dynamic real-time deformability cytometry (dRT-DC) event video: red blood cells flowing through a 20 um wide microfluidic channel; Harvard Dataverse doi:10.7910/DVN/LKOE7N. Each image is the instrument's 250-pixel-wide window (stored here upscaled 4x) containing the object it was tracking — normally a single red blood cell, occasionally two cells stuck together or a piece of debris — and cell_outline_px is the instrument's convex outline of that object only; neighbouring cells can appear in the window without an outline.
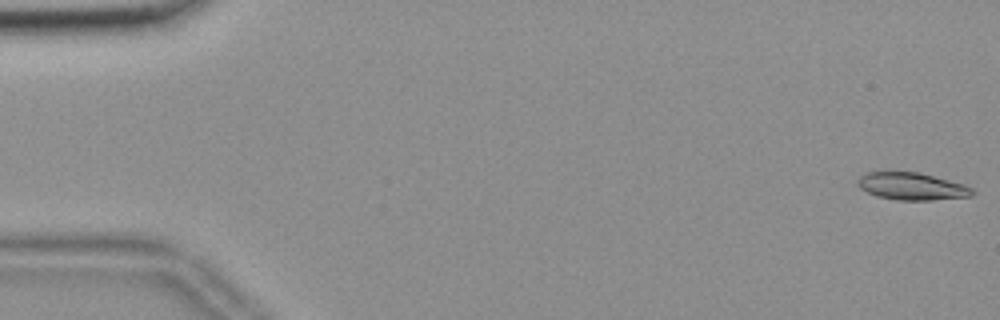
{"species": "common noctule bat (a hibernating species)", "species_latin": "Nyctalus noctula", "temperature_condition": "room temperature", "stored_images_in_passage": 55, "camera_frame_rate_fps": 3000, "um_per_image_px": 0.085, "animal": {"sex": "female", "body_mass_g": 18.4}, "frame": {"image": 1, "passage_image": 1, "time_ms": 0.0, "image_size_px": [1000, 320], "cell_outline_px": [[976, 192], [972, 196], [932, 200], [896, 200], [876, 196], [860, 188], [856, 184], [856, 180], [860, 176], [868, 172], [884, 168], [920, 172], [964, 184], [972, 188]], "centroid_in_image_um": [77.44, 15.79], "position_along_channel_um": 7.6, "area_um2": 19.13}}
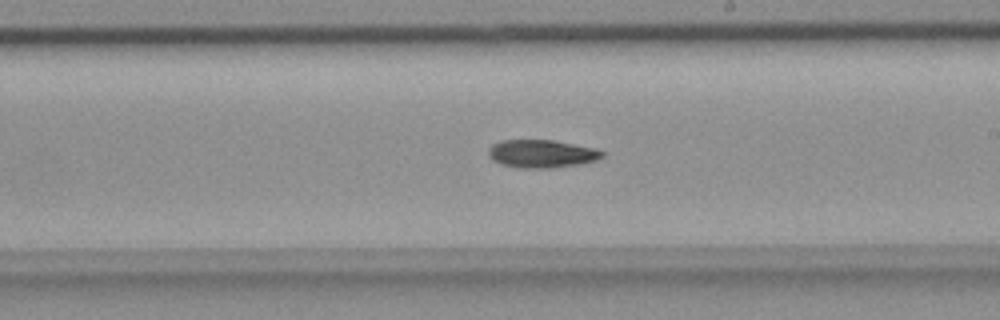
{"frame": {"image": 2, "passage_image": 32, "time_ms": 10.333, "image_size_px": [1000, 320], "cell_outline_px": [[604, 156], [596, 160], [580, 164], [552, 168], [520, 168], [504, 164], [492, 160], [488, 156], [488, 148], [492, 144], [500, 140], [552, 140], [596, 148], [604, 152]], "centroid_in_image_um": [46.04, 13.06], "position_along_channel_um": 243.0, "area_um2": 18.61}}
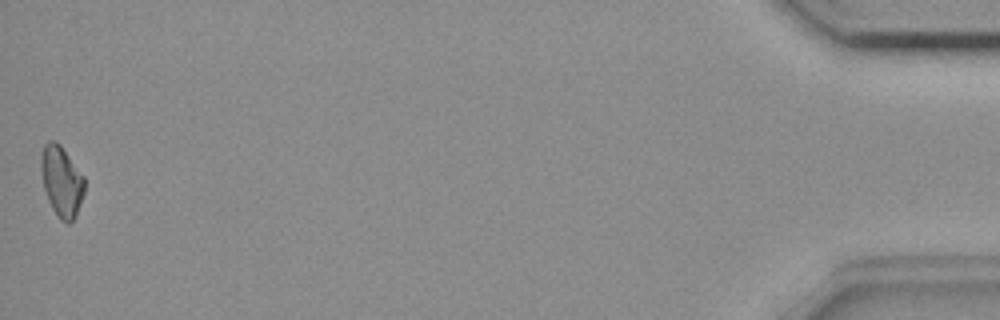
{"frame": {"image": 3, "passage_image": 55, "time_ms": 18.0, "image_size_px": [1000, 320], "cell_outline_px": [[84, 192], [76, 216], [68, 224], [60, 220], [52, 208], [48, 200], [44, 188], [40, 168], [40, 156], [44, 144], [48, 140], [56, 140], [60, 144], [84, 176]], "centroid_in_image_um": [5.22, 15.38], "position_along_channel_um": 430.0, "area_um2": 17.98}, "authors_computed_cell_mechanics": {"area_um2": 18.4382, "velocity_mm_per_s": 3.6924, "shape_relaxation_time_tau1_ms": 9.0372, "shape_relaxation_time_tau2_ms": null, "deformation_change_tau1": 0.1669, "deformation_change_tau2": null}}